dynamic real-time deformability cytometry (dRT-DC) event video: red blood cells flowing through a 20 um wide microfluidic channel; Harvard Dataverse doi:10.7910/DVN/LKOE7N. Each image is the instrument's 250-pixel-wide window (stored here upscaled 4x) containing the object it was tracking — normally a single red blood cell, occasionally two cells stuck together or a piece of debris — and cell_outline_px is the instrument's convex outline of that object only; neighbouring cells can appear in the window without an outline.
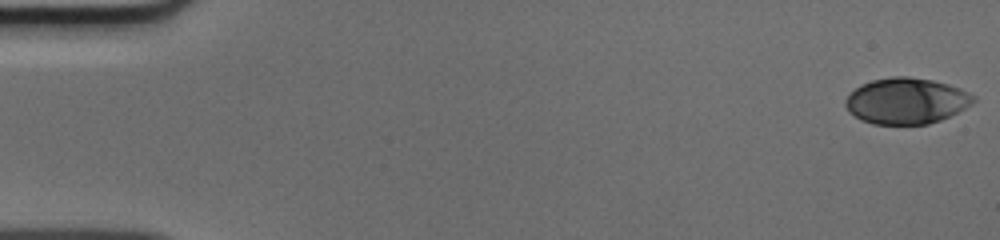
{"species": "human", "species_latin": "Homo sapiens", "temperature_condition": "cold", "stored_images_in_passage": 51, "camera_frame_rate_fps": 3000, "um_per_image_px": 0.085, "donor": {"sex": "male"}, "frame": {"image": 1, "passage_image": 1, "time_ms": 0.0, "image_size_px": [1000, 240], "cell_outline_px": [[976, 100], [972, 104], [940, 120], [928, 124], [872, 124], [860, 120], [848, 112], [844, 104], [844, 100], [860, 84], [872, 80], [892, 76], [908, 76], [932, 80], [948, 84], [960, 88], [976, 96]], "centroid_in_image_um": [77.01, 8.57], "position_along_channel_um": 8.0, "area_um2": 34.45}}
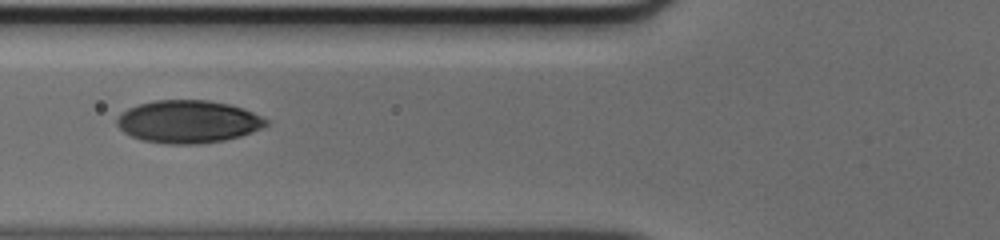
{"frame": {"image": 2, "passage_image": 20, "time_ms": 6.333, "image_size_px": [1000, 240], "cell_outline_px": [[268, 124], [252, 132], [240, 136], [224, 140], [196, 144], [168, 144], [144, 140], [132, 136], [124, 132], [116, 124], [116, 120], [128, 108], [140, 104], [156, 100], [208, 100], [228, 104], [252, 112], [268, 120]], "centroid_in_image_um": [15.99, 10.34], "position_along_channel_um": 109.8, "area_um2": 36.65}}
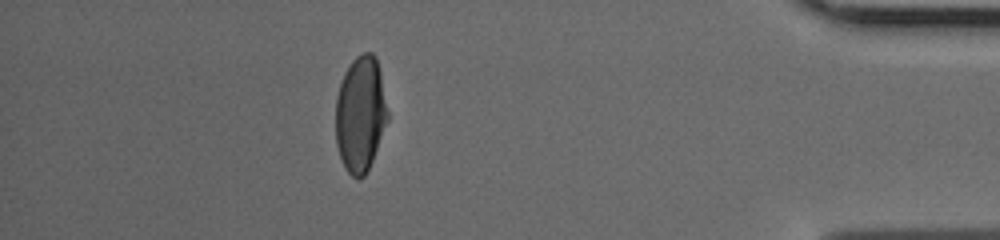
{"frame": {"image": 3, "passage_image": 45, "time_ms": 14.667, "image_size_px": [1000, 240], "cell_outline_px": [[388, 120], [372, 160], [364, 176], [352, 176], [344, 168], [336, 144], [336, 96], [344, 72], [352, 60], [356, 56], [364, 52], [372, 52], [376, 56], [380, 72], [388, 112]], "centroid_in_image_um": [30.63, 9.66], "position_along_channel_um": 404.6, "area_um2": 34.91}}